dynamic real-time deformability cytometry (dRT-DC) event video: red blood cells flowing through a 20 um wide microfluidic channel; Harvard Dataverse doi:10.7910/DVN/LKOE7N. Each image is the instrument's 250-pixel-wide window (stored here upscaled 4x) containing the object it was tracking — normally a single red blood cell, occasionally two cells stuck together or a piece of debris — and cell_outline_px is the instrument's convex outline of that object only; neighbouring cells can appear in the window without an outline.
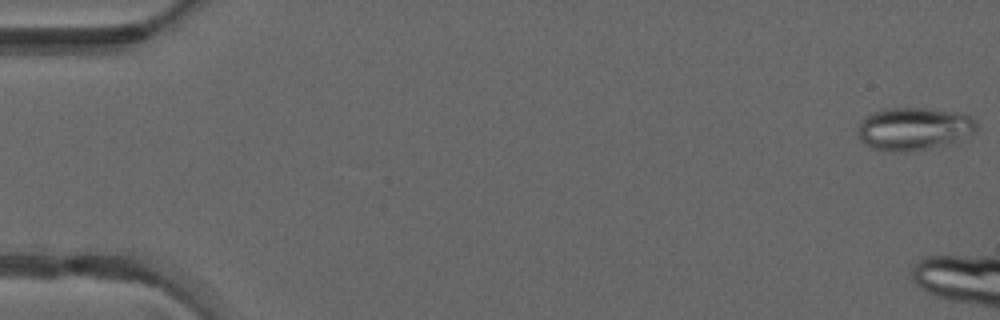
{"species": "common noctule bat (a hibernating species)", "species_latin": "Nyctalus noctula", "temperature_condition": "warm", "stored_images_in_passage": 9, "camera_frame_rate_fps": 3000, "um_per_image_px": 0.085, "animal": {"sex": "male", "forearm_length_mm": 52.5}, "frame": {"image": 1, "passage_image": 1, "time_ms": 0.0, "image_size_px": [1000, 320], "cell_outline_px": [[976, 128], [972, 132], [932, 148], [908, 152], [892, 152], [872, 148], [864, 144], [860, 140], [856, 132], [860, 120], [864, 116], [872, 112], [884, 108], [928, 108], [956, 112], [972, 116], [976, 120]], "centroid_in_image_um": [77.56, 10.93], "position_along_channel_um": 7.4, "area_um2": 29.59}}